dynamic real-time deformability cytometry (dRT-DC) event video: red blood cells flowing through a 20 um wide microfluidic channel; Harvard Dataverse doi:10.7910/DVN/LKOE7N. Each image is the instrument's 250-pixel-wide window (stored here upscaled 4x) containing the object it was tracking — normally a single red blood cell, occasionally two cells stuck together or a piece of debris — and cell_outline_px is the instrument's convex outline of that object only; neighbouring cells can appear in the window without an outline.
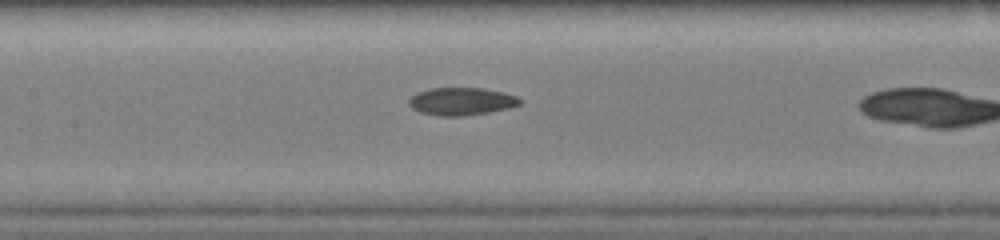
{"species": "common noctule bat (a hibernating species)", "species_latin": "Nyctalus noctula", "temperature_condition": "warm", "stored_images_in_passage": 19, "camera_frame_rate_fps": 3000, "um_per_image_px": 0.085, "animal": {"sex": "female", "body_mass_g": 19.0, "forearm_length_mm": 51.5}, "frame": {"image": 1, "passage_image": 16, "time_ms": 5.0, "image_size_px": [1000, 240], "cell_outline_px": [[520, 104], [508, 108], [488, 112], [460, 116], [444, 116], [420, 112], [412, 108], [408, 104], [408, 100], [416, 92], [428, 88], [484, 88], [504, 92], [516, 96], [520, 100]], "centroid_in_image_um": [39.19, 8.6], "position_along_channel_um": 168.2, "area_um2": 17.8}}